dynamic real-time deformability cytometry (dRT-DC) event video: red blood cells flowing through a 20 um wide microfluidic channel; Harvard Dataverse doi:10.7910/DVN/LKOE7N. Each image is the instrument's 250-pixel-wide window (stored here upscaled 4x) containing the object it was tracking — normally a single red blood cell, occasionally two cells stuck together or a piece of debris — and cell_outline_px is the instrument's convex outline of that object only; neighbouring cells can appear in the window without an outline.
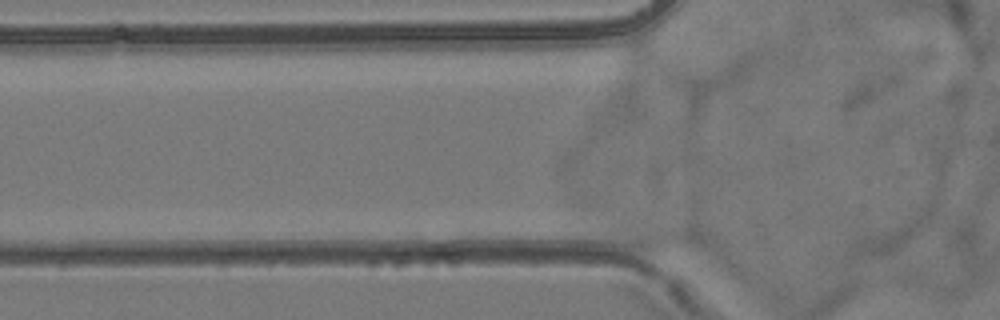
{"species": "common noctule bat (a hibernating species)", "species_latin": "Nyctalus noctula", "temperature_condition": "room temperature", "stored_images_in_passage": 3, "camera_frame_rate_fps": 3000, "um_per_image_px": 0.085, "animal": {"sex": "female", "body_mass_g": 24.6, "forearm_length_mm": 56.2}, "frame": {"image": 1, "passage_image": 3, "time_ms": 0.667, "image_size_px": [1000, 320], "cell_outline_px": [[704, 248], [652, 252], [636, 248], [628, 244], [612, 228], [616, 224], [624, 224], [696, 232], [704, 240]], "centroid_in_image_um": [55.99, 20.25], "position_along_channel_um": 69.8, "area_um2": 12.6}}